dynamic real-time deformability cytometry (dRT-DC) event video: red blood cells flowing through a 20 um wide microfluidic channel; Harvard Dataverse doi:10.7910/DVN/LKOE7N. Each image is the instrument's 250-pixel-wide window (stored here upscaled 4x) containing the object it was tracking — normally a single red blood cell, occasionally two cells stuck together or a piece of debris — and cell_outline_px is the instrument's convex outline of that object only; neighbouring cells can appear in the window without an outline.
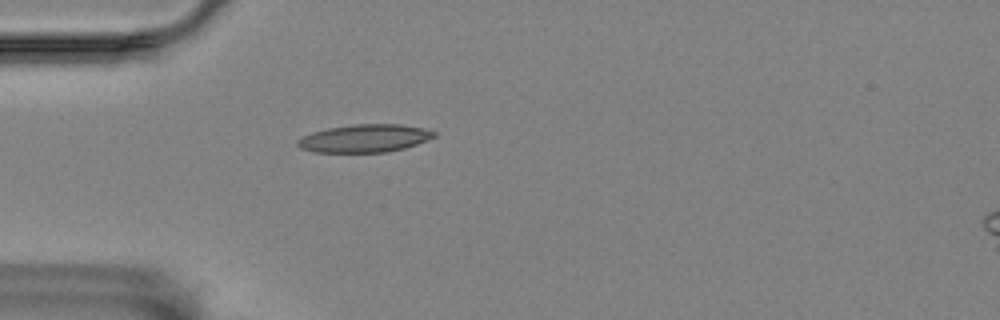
{"species": "Egyptian fruit bat (a non-hibernating species)", "species_latin": "Rousettus aegyptiacus", "temperature_condition": "room temperature", "stored_images_in_passage": 1, "camera_frame_rate_fps": 3000, "um_per_image_px": 0.085, "animal": {"sex": "female"}, "frame": {"image": 1, "passage_image": 1, "time_ms": 0.0, "image_size_px": [1000, 320], "cell_outline_px": [[436, 136], [428, 140], [404, 148], [388, 152], [312, 152], [300, 148], [296, 144], [296, 140], [312, 132], [328, 128], [352, 124], [400, 124], [424, 128], [436, 132]], "centroid_in_image_um": [30.99, 11.76], "position_along_channel_um": 54.0, "area_um2": 22.25}}